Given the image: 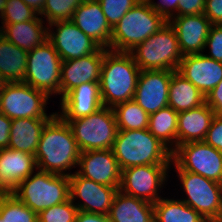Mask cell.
Instances as JSON below:
<instances>
[{"label":"cell","mask_w":222,"mask_h":222,"mask_svg":"<svg viewBox=\"0 0 222 222\" xmlns=\"http://www.w3.org/2000/svg\"><path fill=\"white\" fill-rule=\"evenodd\" d=\"M111 28L141 0H98Z\"/></svg>","instance_id":"obj_36"},{"label":"cell","mask_w":222,"mask_h":222,"mask_svg":"<svg viewBox=\"0 0 222 222\" xmlns=\"http://www.w3.org/2000/svg\"><path fill=\"white\" fill-rule=\"evenodd\" d=\"M61 112H56L63 120L86 117L103 107L99 82L83 83L60 99Z\"/></svg>","instance_id":"obj_20"},{"label":"cell","mask_w":222,"mask_h":222,"mask_svg":"<svg viewBox=\"0 0 222 222\" xmlns=\"http://www.w3.org/2000/svg\"><path fill=\"white\" fill-rule=\"evenodd\" d=\"M35 169L34 155L10 148L0 149V193L12 192Z\"/></svg>","instance_id":"obj_22"},{"label":"cell","mask_w":222,"mask_h":222,"mask_svg":"<svg viewBox=\"0 0 222 222\" xmlns=\"http://www.w3.org/2000/svg\"><path fill=\"white\" fill-rule=\"evenodd\" d=\"M129 53L140 70L177 71L183 55L173 27L167 22Z\"/></svg>","instance_id":"obj_6"},{"label":"cell","mask_w":222,"mask_h":222,"mask_svg":"<svg viewBox=\"0 0 222 222\" xmlns=\"http://www.w3.org/2000/svg\"><path fill=\"white\" fill-rule=\"evenodd\" d=\"M150 7L158 14L162 15L167 21L174 16V0H146Z\"/></svg>","instance_id":"obj_42"},{"label":"cell","mask_w":222,"mask_h":222,"mask_svg":"<svg viewBox=\"0 0 222 222\" xmlns=\"http://www.w3.org/2000/svg\"><path fill=\"white\" fill-rule=\"evenodd\" d=\"M77 207L69 199L61 204L42 210L37 214L38 222H75Z\"/></svg>","instance_id":"obj_35"},{"label":"cell","mask_w":222,"mask_h":222,"mask_svg":"<svg viewBox=\"0 0 222 222\" xmlns=\"http://www.w3.org/2000/svg\"><path fill=\"white\" fill-rule=\"evenodd\" d=\"M112 151L120 170L141 165H171L172 151L148 129L118 130Z\"/></svg>","instance_id":"obj_3"},{"label":"cell","mask_w":222,"mask_h":222,"mask_svg":"<svg viewBox=\"0 0 222 222\" xmlns=\"http://www.w3.org/2000/svg\"><path fill=\"white\" fill-rule=\"evenodd\" d=\"M4 84V81L2 80V78L0 77V88L1 86Z\"/></svg>","instance_id":"obj_47"},{"label":"cell","mask_w":222,"mask_h":222,"mask_svg":"<svg viewBox=\"0 0 222 222\" xmlns=\"http://www.w3.org/2000/svg\"><path fill=\"white\" fill-rule=\"evenodd\" d=\"M85 0H46L41 18H46L48 25L57 21L71 20L76 8Z\"/></svg>","instance_id":"obj_34"},{"label":"cell","mask_w":222,"mask_h":222,"mask_svg":"<svg viewBox=\"0 0 222 222\" xmlns=\"http://www.w3.org/2000/svg\"><path fill=\"white\" fill-rule=\"evenodd\" d=\"M172 161L182 170L222 184V153L204 141L178 145Z\"/></svg>","instance_id":"obj_11"},{"label":"cell","mask_w":222,"mask_h":222,"mask_svg":"<svg viewBox=\"0 0 222 222\" xmlns=\"http://www.w3.org/2000/svg\"><path fill=\"white\" fill-rule=\"evenodd\" d=\"M71 21L100 47L110 50L112 28L98 0H85L76 8Z\"/></svg>","instance_id":"obj_21"},{"label":"cell","mask_w":222,"mask_h":222,"mask_svg":"<svg viewBox=\"0 0 222 222\" xmlns=\"http://www.w3.org/2000/svg\"><path fill=\"white\" fill-rule=\"evenodd\" d=\"M214 116V111L206 102L197 108L178 113L177 146L204 141Z\"/></svg>","instance_id":"obj_23"},{"label":"cell","mask_w":222,"mask_h":222,"mask_svg":"<svg viewBox=\"0 0 222 222\" xmlns=\"http://www.w3.org/2000/svg\"><path fill=\"white\" fill-rule=\"evenodd\" d=\"M140 71L129 52L104 48L99 81L103 106L114 108L118 104L133 100Z\"/></svg>","instance_id":"obj_2"},{"label":"cell","mask_w":222,"mask_h":222,"mask_svg":"<svg viewBox=\"0 0 222 222\" xmlns=\"http://www.w3.org/2000/svg\"><path fill=\"white\" fill-rule=\"evenodd\" d=\"M168 22L176 33L183 56L203 53L212 25L204 14L177 15Z\"/></svg>","instance_id":"obj_17"},{"label":"cell","mask_w":222,"mask_h":222,"mask_svg":"<svg viewBox=\"0 0 222 222\" xmlns=\"http://www.w3.org/2000/svg\"><path fill=\"white\" fill-rule=\"evenodd\" d=\"M76 172L106 186L120 187L121 170L112 149L88 150L80 153Z\"/></svg>","instance_id":"obj_16"},{"label":"cell","mask_w":222,"mask_h":222,"mask_svg":"<svg viewBox=\"0 0 222 222\" xmlns=\"http://www.w3.org/2000/svg\"><path fill=\"white\" fill-rule=\"evenodd\" d=\"M108 216L110 222H154V204L126 195L119 190Z\"/></svg>","instance_id":"obj_25"},{"label":"cell","mask_w":222,"mask_h":222,"mask_svg":"<svg viewBox=\"0 0 222 222\" xmlns=\"http://www.w3.org/2000/svg\"><path fill=\"white\" fill-rule=\"evenodd\" d=\"M37 15L31 21L0 26V34L19 48L29 52L48 40V25ZM47 26V27H46Z\"/></svg>","instance_id":"obj_24"},{"label":"cell","mask_w":222,"mask_h":222,"mask_svg":"<svg viewBox=\"0 0 222 222\" xmlns=\"http://www.w3.org/2000/svg\"><path fill=\"white\" fill-rule=\"evenodd\" d=\"M38 14L22 0H0L2 25H10L33 20Z\"/></svg>","instance_id":"obj_33"},{"label":"cell","mask_w":222,"mask_h":222,"mask_svg":"<svg viewBox=\"0 0 222 222\" xmlns=\"http://www.w3.org/2000/svg\"><path fill=\"white\" fill-rule=\"evenodd\" d=\"M204 9L205 0H174V16L204 14Z\"/></svg>","instance_id":"obj_38"},{"label":"cell","mask_w":222,"mask_h":222,"mask_svg":"<svg viewBox=\"0 0 222 222\" xmlns=\"http://www.w3.org/2000/svg\"><path fill=\"white\" fill-rule=\"evenodd\" d=\"M0 218L6 222H38L37 213L11 192L0 193Z\"/></svg>","instance_id":"obj_32"},{"label":"cell","mask_w":222,"mask_h":222,"mask_svg":"<svg viewBox=\"0 0 222 222\" xmlns=\"http://www.w3.org/2000/svg\"><path fill=\"white\" fill-rule=\"evenodd\" d=\"M49 96L24 82H4L0 90V112L9 119H51L56 112L47 115Z\"/></svg>","instance_id":"obj_8"},{"label":"cell","mask_w":222,"mask_h":222,"mask_svg":"<svg viewBox=\"0 0 222 222\" xmlns=\"http://www.w3.org/2000/svg\"><path fill=\"white\" fill-rule=\"evenodd\" d=\"M167 22L146 0H141L112 28L110 50L129 52L158 32Z\"/></svg>","instance_id":"obj_4"},{"label":"cell","mask_w":222,"mask_h":222,"mask_svg":"<svg viewBox=\"0 0 222 222\" xmlns=\"http://www.w3.org/2000/svg\"><path fill=\"white\" fill-rule=\"evenodd\" d=\"M11 121L5 114L0 112V149H5L9 146Z\"/></svg>","instance_id":"obj_43"},{"label":"cell","mask_w":222,"mask_h":222,"mask_svg":"<svg viewBox=\"0 0 222 222\" xmlns=\"http://www.w3.org/2000/svg\"><path fill=\"white\" fill-rule=\"evenodd\" d=\"M154 222H208L181 199L160 198L154 203Z\"/></svg>","instance_id":"obj_29"},{"label":"cell","mask_w":222,"mask_h":222,"mask_svg":"<svg viewBox=\"0 0 222 222\" xmlns=\"http://www.w3.org/2000/svg\"><path fill=\"white\" fill-rule=\"evenodd\" d=\"M214 222H222V205H221V210H220L219 216L217 217V219Z\"/></svg>","instance_id":"obj_46"},{"label":"cell","mask_w":222,"mask_h":222,"mask_svg":"<svg viewBox=\"0 0 222 222\" xmlns=\"http://www.w3.org/2000/svg\"><path fill=\"white\" fill-rule=\"evenodd\" d=\"M64 121L70 126L81 152L112 149L118 133L113 108L103 106L86 117Z\"/></svg>","instance_id":"obj_7"},{"label":"cell","mask_w":222,"mask_h":222,"mask_svg":"<svg viewBox=\"0 0 222 222\" xmlns=\"http://www.w3.org/2000/svg\"><path fill=\"white\" fill-rule=\"evenodd\" d=\"M80 149L68 123L57 113L46 123L35 153L37 169L70 176L78 166Z\"/></svg>","instance_id":"obj_1"},{"label":"cell","mask_w":222,"mask_h":222,"mask_svg":"<svg viewBox=\"0 0 222 222\" xmlns=\"http://www.w3.org/2000/svg\"><path fill=\"white\" fill-rule=\"evenodd\" d=\"M75 222H110L109 216L78 211Z\"/></svg>","instance_id":"obj_44"},{"label":"cell","mask_w":222,"mask_h":222,"mask_svg":"<svg viewBox=\"0 0 222 222\" xmlns=\"http://www.w3.org/2000/svg\"><path fill=\"white\" fill-rule=\"evenodd\" d=\"M113 111L118 130L148 129L150 115L134 100L116 105Z\"/></svg>","instance_id":"obj_31"},{"label":"cell","mask_w":222,"mask_h":222,"mask_svg":"<svg viewBox=\"0 0 222 222\" xmlns=\"http://www.w3.org/2000/svg\"><path fill=\"white\" fill-rule=\"evenodd\" d=\"M205 102L214 111L215 115L222 116V80L207 94Z\"/></svg>","instance_id":"obj_41"},{"label":"cell","mask_w":222,"mask_h":222,"mask_svg":"<svg viewBox=\"0 0 222 222\" xmlns=\"http://www.w3.org/2000/svg\"><path fill=\"white\" fill-rule=\"evenodd\" d=\"M11 193L37 214L70 199L69 176L36 169Z\"/></svg>","instance_id":"obj_5"},{"label":"cell","mask_w":222,"mask_h":222,"mask_svg":"<svg viewBox=\"0 0 222 222\" xmlns=\"http://www.w3.org/2000/svg\"><path fill=\"white\" fill-rule=\"evenodd\" d=\"M172 165L186 194V198L181 201L200 213L208 222H214L221 210L222 184L199 174L184 171L173 161Z\"/></svg>","instance_id":"obj_9"},{"label":"cell","mask_w":222,"mask_h":222,"mask_svg":"<svg viewBox=\"0 0 222 222\" xmlns=\"http://www.w3.org/2000/svg\"><path fill=\"white\" fill-rule=\"evenodd\" d=\"M61 63L53 44L46 40L28 52L24 83L49 97L60 95Z\"/></svg>","instance_id":"obj_10"},{"label":"cell","mask_w":222,"mask_h":222,"mask_svg":"<svg viewBox=\"0 0 222 222\" xmlns=\"http://www.w3.org/2000/svg\"><path fill=\"white\" fill-rule=\"evenodd\" d=\"M26 5L31 7L38 15L42 13L46 0H22Z\"/></svg>","instance_id":"obj_45"},{"label":"cell","mask_w":222,"mask_h":222,"mask_svg":"<svg viewBox=\"0 0 222 222\" xmlns=\"http://www.w3.org/2000/svg\"><path fill=\"white\" fill-rule=\"evenodd\" d=\"M171 165H141L121 170L119 190L129 196L156 203L168 179ZM166 181V182H165Z\"/></svg>","instance_id":"obj_12"},{"label":"cell","mask_w":222,"mask_h":222,"mask_svg":"<svg viewBox=\"0 0 222 222\" xmlns=\"http://www.w3.org/2000/svg\"><path fill=\"white\" fill-rule=\"evenodd\" d=\"M49 120L37 118L12 120L8 148L35 155L41 133Z\"/></svg>","instance_id":"obj_26"},{"label":"cell","mask_w":222,"mask_h":222,"mask_svg":"<svg viewBox=\"0 0 222 222\" xmlns=\"http://www.w3.org/2000/svg\"><path fill=\"white\" fill-rule=\"evenodd\" d=\"M175 71L141 70L133 100L149 115L168 106L169 83Z\"/></svg>","instance_id":"obj_15"},{"label":"cell","mask_w":222,"mask_h":222,"mask_svg":"<svg viewBox=\"0 0 222 222\" xmlns=\"http://www.w3.org/2000/svg\"><path fill=\"white\" fill-rule=\"evenodd\" d=\"M204 103L205 96L189 80L175 71L169 83L168 106L180 113Z\"/></svg>","instance_id":"obj_28"},{"label":"cell","mask_w":222,"mask_h":222,"mask_svg":"<svg viewBox=\"0 0 222 222\" xmlns=\"http://www.w3.org/2000/svg\"><path fill=\"white\" fill-rule=\"evenodd\" d=\"M178 113L167 106L150 114L148 130L171 151L177 147Z\"/></svg>","instance_id":"obj_30"},{"label":"cell","mask_w":222,"mask_h":222,"mask_svg":"<svg viewBox=\"0 0 222 222\" xmlns=\"http://www.w3.org/2000/svg\"><path fill=\"white\" fill-rule=\"evenodd\" d=\"M53 26L56 30L53 29ZM48 40L53 44L62 61L91 55L100 48L95 41L83 33L71 20L57 21L49 24Z\"/></svg>","instance_id":"obj_14"},{"label":"cell","mask_w":222,"mask_h":222,"mask_svg":"<svg viewBox=\"0 0 222 222\" xmlns=\"http://www.w3.org/2000/svg\"><path fill=\"white\" fill-rule=\"evenodd\" d=\"M70 200L78 211L108 215L119 187L106 186L80 176H69ZM81 199L82 202H75ZM75 202V203H74Z\"/></svg>","instance_id":"obj_13"},{"label":"cell","mask_w":222,"mask_h":222,"mask_svg":"<svg viewBox=\"0 0 222 222\" xmlns=\"http://www.w3.org/2000/svg\"><path fill=\"white\" fill-rule=\"evenodd\" d=\"M103 60L104 48L100 47L91 55L78 59L62 61L60 98L80 84L99 82Z\"/></svg>","instance_id":"obj_19"},{"label":"cell","mask_w":222,"mask_h":222,"mask_svg":"<svg viewBox=\"0 0 222 222\" xmlns=\"http://www.w3.org/2000/svg\"><path fill=\"white\" fill-rule=\"evenodd\" d=\"M204 15L212 25H222V0H205Z\"/></svg>","instance_id":"obj_40"},{"label":"cell","mask_w":222,"mask_h":222,"mask_svg":"<svg viewBox=\"0 0 222 222\" xmlns=\"http://www.w3.org/2000/svg\"><path fill=\"white\" fill-rule=\"evenodd\" d=\"M28 52L0 34V77L4 82H24Z\"/></svg>","instance_id":"obj_27"},{"label":"cell","mask_w":222,"mask_h":222,"mask_svg":"<svg viewBox=\"0 0 222 222\" xmlns=\"http://www.w3.org/2000/svg\"><path fill=\"white\" fill-rule=\"evenodd\" d=\"M209 47V55L207 57L222 62V25H211L205 47Z\"/></svg>","instance_id":"obj_37"},{"label":"cell","mask_w":222,"mask_h":222,"mask_svg":"<svg viewBox=\"0 0 222 222\" xmlns=\"http://www.w3.org/2000/svg\"><path fill=\"white\" fill-rule=\"evenodd\" d=\"M204 142L222 153V116L215 115L206 133Z\"/></svg>","instance_id":"obj_39"},{"label":"cell","mask_w":222,"mask_h":222,"mask_svg":"<svg viewBox=\"0 0 222 222\" xmlns=\"http://www.w3.org/2000/svg\"><path fill=\"white\" fill-rule=\"evenodd\" d=\"M177 72L206 97L222 80V62L215 61L203 53L185 55Z\"/></svg>","instance_id":"obj_18"}]
</instances>
